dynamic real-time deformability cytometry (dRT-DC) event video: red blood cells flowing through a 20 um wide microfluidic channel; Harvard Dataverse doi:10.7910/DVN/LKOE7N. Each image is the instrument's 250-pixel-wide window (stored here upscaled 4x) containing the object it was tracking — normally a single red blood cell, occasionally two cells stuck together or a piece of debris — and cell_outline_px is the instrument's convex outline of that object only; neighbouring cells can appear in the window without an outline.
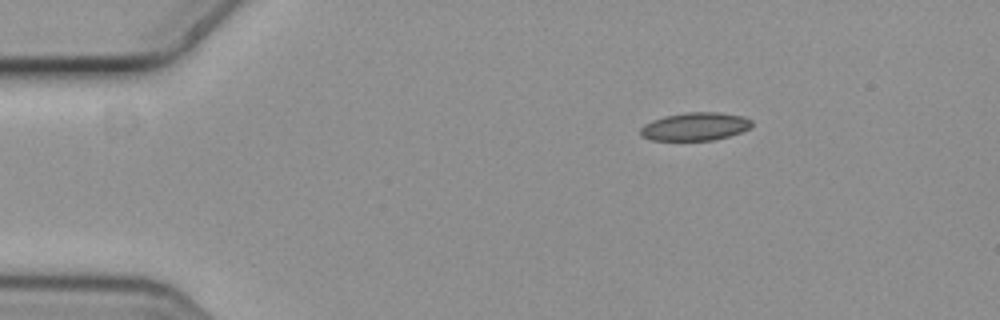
{"species": "common noctule bat (a hibernating species)", "species_latin": "Nyctalus noctula", "temperature_condition": "cold", "stored_images_in_passage": 3, "camera_frame_rate_fps": 3000, "um_per_image_px": 0.085, "animal": {"sex": "female", "body_mass_g": 19.3, "forearm_length_mm": 54.1}, "frame": {"image": 1, "passage_image": 1, "time_ms": 0.0, "image_size_px": [1000, 320], "cell_outline_px": [[752, 124], [748, 128], [740, 132], [728, 136], [712, 140], [652, 140], [640, 136], [640, 128], [644, 124], [652, 120], [664, 116], [688, 112], [720, 112], [744, 116], [752, 120]], "centroid_in_image_um": [59.06, 10.74], "position_along_channel_um": 25.9, "area_um2": 18.21}}
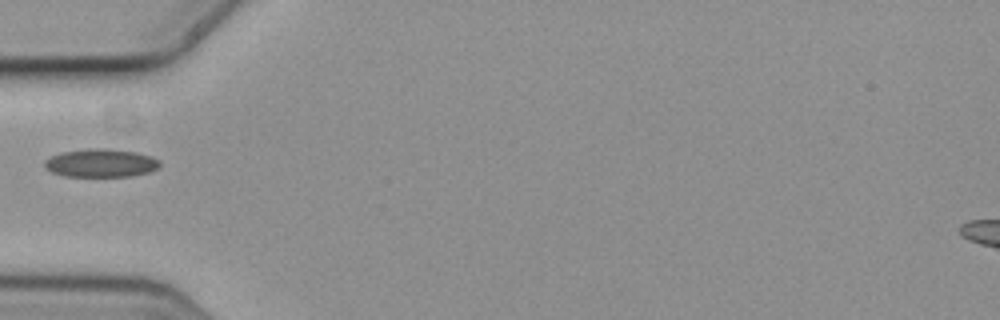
{"frame": {"image": 2, "passage_image": 3, "time_ms": 0.667, "image_size_px": [1000, 320], "cell_outline_px": [[160, 168], [148, 172], [132, 176], [64, 176], [52, 172], [44, 168], [44, 160], [60, 152], [88, 148], [104, 148], [136, 152], [152, 156], [160, 160]], "centroid_in_image_um": [8.58, 13.85], "position_along_channel_um": 76.4, "area_um2": 19.13}}